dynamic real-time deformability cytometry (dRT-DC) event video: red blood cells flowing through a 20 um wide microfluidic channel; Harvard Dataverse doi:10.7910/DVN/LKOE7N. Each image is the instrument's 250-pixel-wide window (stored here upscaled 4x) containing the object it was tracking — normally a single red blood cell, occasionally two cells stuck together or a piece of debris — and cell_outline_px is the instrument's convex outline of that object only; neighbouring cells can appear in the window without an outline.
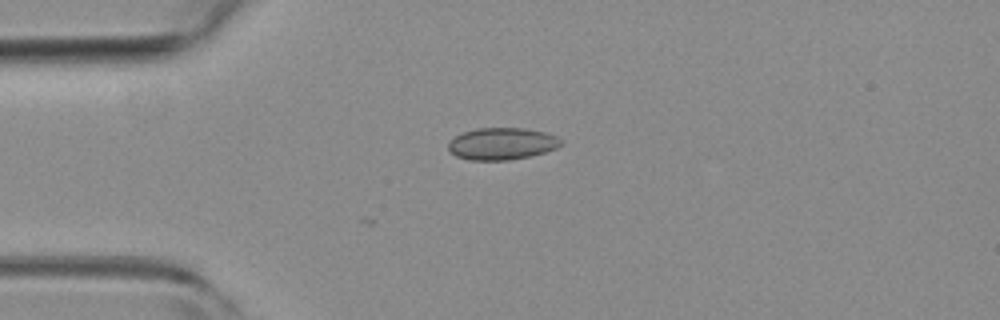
{"species": "common noctule bat (a hibernating species)", "species_latin": "Nyctalus noctula", "temperature_condition": "room temperature", "stored_images_in_passage": 4, "camera_frame_rate_fps": 3000, "um_per_image_px": 0.085, "animal": {"sex": "female", "body_mass_g": 19.3, "forearm_length_mm": 54.1}, "frame": {"image": 1, "passage_image": 4, "time_ms": 1.0, "image_size_px": [1000, 320], "cell_outline_px": [[564, 144], [556, 148], [544, 152], [528, 156], [508, 160], [468, 160], [456, 156], [448, 152], [448, 144], [456, 136], [464, 132], [476, 128], [524, 128], [544, 132], [556, 136]], "centroid_in_image_um": [42.64, 12.22], "position_along_channel_um": 42.4, "area_um2": 20.92}}